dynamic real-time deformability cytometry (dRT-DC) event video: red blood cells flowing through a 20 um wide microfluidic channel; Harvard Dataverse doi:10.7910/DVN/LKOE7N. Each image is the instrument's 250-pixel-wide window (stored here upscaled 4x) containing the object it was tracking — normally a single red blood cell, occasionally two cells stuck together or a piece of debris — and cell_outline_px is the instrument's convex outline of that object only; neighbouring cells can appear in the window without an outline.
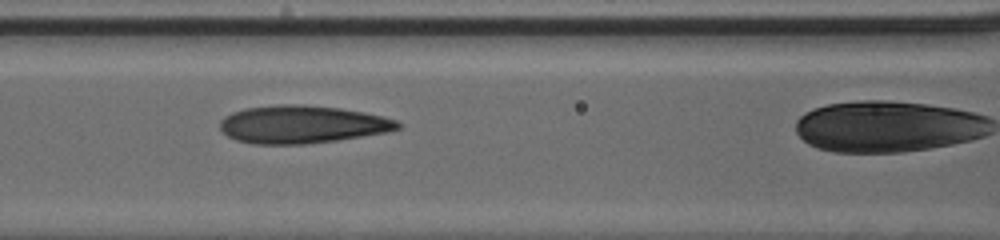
{"species": "human", "species_latin": "Homo sapiens", "temperature_condition": "cold", "stored_images_in_passage": 38, "camera_frame_rate_fps": 3000, "um_per_image_px": 0.085, "donor": {"sex": "male"}, "frame": {"image": 1, "passage_image": 20, "time_ms": 6.333, "image_size_px": [1000, 240], "cell_outline_px": [[400, 128], [388, 132], [336, 140], [304, 144], [252, 144], [236, 140], [228, 136], [220, 128], [220, 120], [224, 116], [232, 112], [244, 108], [284, 104], [292, 104], [340, 108], [364, 112], [384, 116], [396, 120], [400, 124]], "centroid_in_image_um": [25.66, 10.57], "position_along_channel_um": 140.9, "area_um2": 39.07}}
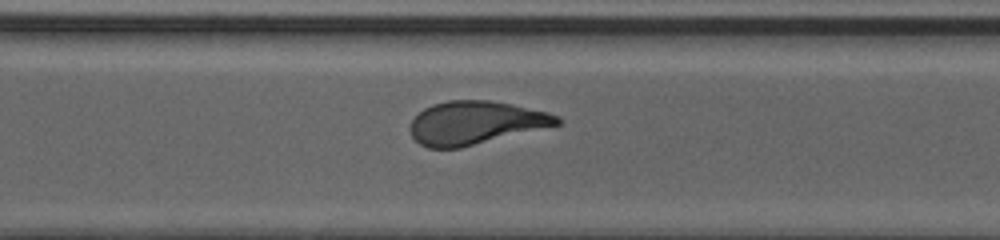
{"frame": {"image": 2, "passage_image": 33, "time_ms": 10.667, "image_size_px": [1000, 240], "cell_outline_px": [[564, 120], [560, 124], [460, 148], [428, 148], [420, 144], [412, 136], [408, 128], [408, 124], [424, 108], [432, 104], [448, 100], [488, 100], [512, 104], [548, 112], [560, 116]], "centroid_in_image_um": [40.4, 10.43], "position_along_channel_um": 330.2, "area_um2": 37.05}}
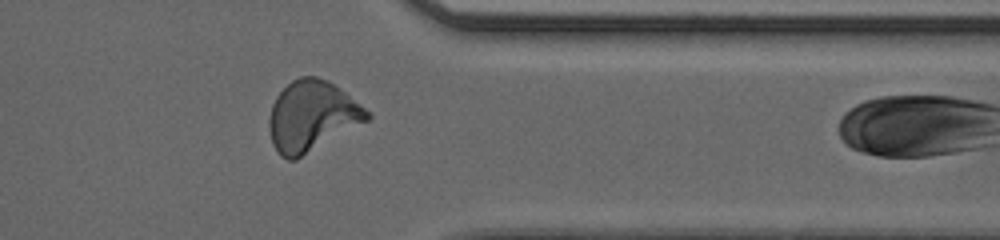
{"frame": {"image": 3, "passage_image": 37, "time_ms": 12.0, "image_size_px": [1000, 240], "cell_outline_px": [[372, 116], [368, 120], [296, 160], [288, 160], [280, 156], [272, 144], [268, 128], [268, 120], [272, 104], [276, 96], [292, 80], [300, 76], [316, 76], [328, 80], [372, 112]], "centroid_in_image_um": [26.49, 9.87], "position_along_channel_um": 384.9, "area_um2": 40.34}}